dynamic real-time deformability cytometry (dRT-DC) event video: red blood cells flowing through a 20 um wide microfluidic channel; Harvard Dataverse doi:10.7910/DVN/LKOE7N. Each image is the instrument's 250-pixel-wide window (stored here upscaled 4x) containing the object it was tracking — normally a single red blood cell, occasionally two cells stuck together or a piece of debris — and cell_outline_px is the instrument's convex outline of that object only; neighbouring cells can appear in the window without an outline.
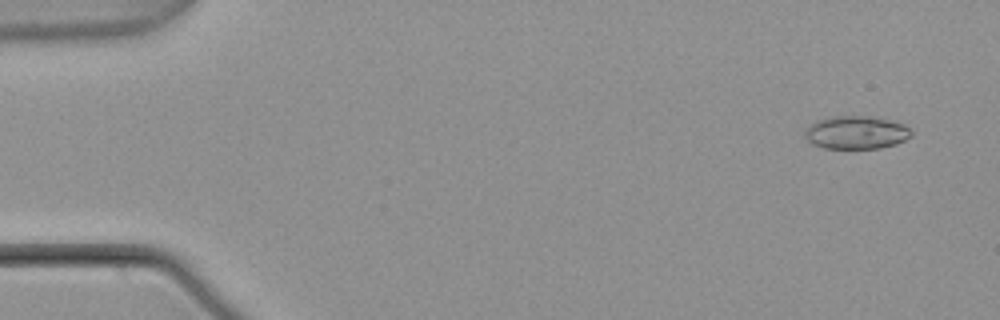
{"species": "common noctule bat (a hibernating species)", "species_latin": "Nyctalus noctula", "temperature_condition": "warm", "stored_images_in_passage": 4, "camera_frame_rate_fps": 3000, "um_per_image_px": 0.085, "animal": {"sex": "male", "body_mass_g": 21.5, "forearm_length_mm": 52.0}, "frame": {"image": 1, "passage_image": 2, "time_ms": 0.333, "image_size_px": [1000, 320], "cell_outline_px": [[912, 136], [896, 144], [880, 148], [824, 148], [812, 144], [804, 136], [804, 132], [816, 120], [832, 116], [868, 116], [888, 120], [904, 124], [912, 132]], "centroid_in_image_um": [72.77, 11.26], "position_along_channel_um": 12.2, "area_um2": 20.4}}